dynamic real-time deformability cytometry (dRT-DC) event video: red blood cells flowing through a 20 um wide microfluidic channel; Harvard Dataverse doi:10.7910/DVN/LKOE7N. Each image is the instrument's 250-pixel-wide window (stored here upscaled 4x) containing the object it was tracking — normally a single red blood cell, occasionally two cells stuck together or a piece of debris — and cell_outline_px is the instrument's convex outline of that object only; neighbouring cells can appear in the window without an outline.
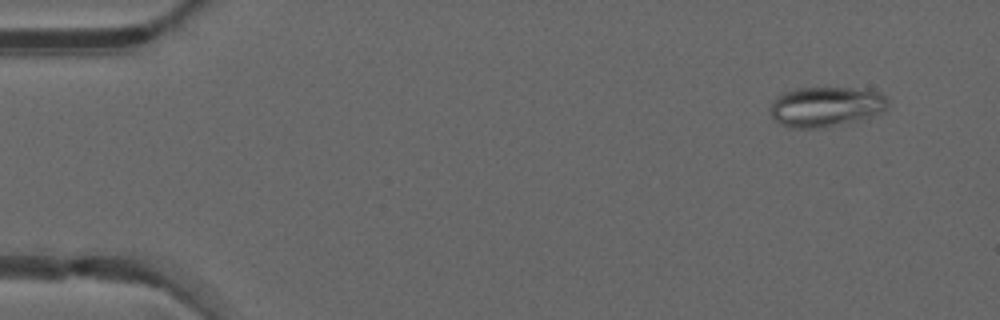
{"species": "common noctule bat (a hibernating species)", "species_latin": "Nyctalus noctula", "temperature_condition": "warm", "stored_images_in_passage": 49, "camera_frame_rate_fps": 3000, "um_per_image_px": 0.085, "animal": {"sex": "male", "forearm_length_mm": 52.5}, "frame": {"image": 1, "passage_image": 4, "time_ms": 1.0, "image_size_px": [1000, 320], "cell_outline_px": [[888, 108], [884, 112], [872, 116], [824, 128], [788, 128], [780, 124], [772, 116], [768, 108], [776, 96], [784, 92], [796, 88], [852, 88], [880, 92], [888, 100]], "centroid_in_image_um": [70.17, 9.07], "position_along_channel_um": 14.8, "area_um2": 27.63}}
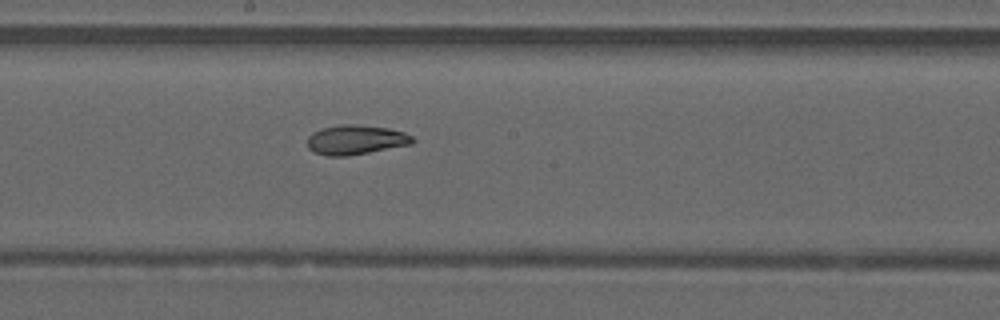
{"frame": {"image": 2, "passage_image": 27, "time_ms": 8.667, "image_size_px": [1000, 320], "cell_outline_px": [[416, 140], [412, 144], [348, 156], [328, 156], [316, 152], [308, 148], [308, 136], [312, 132], [324, 128], [340, 124], [356, 124], [388, 128], [404, 132], [412, 136]], "centroid_in_image_um": [30.26, 11.88], "position_along_channel_um": 217.9, "area_um2": 18.09}}
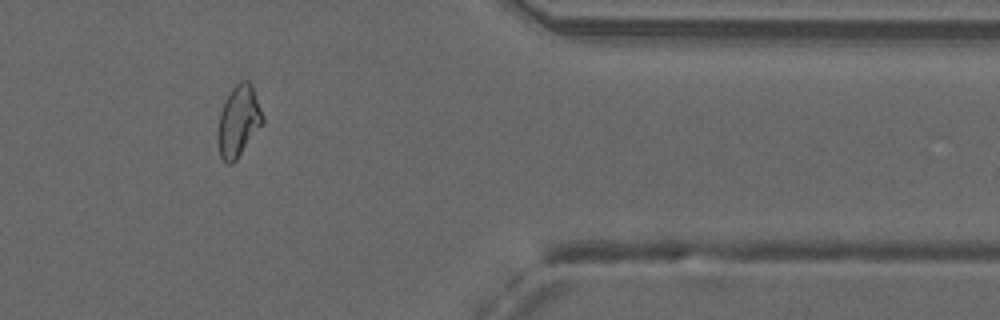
{"frame": {"image": 3, "passage_image": 41, "time_ms": 13.333, "image_size_px": [1000, 320], "cell_outline_px": [[264, 124], [236, 160], [232, 164], [228, 164], [220, 156], [216, 140], [220, 112], [224, 100], [232, 88], [240, 80], [248, 80], [252, 84], [264, 116]], "centroid_in_image_um": [20.28, 10.3], "position_along_channel_um": 391.1, "area_um2": 19.02}, "authors_computed_cell_mechanics": {"area_um2": 19.4208, "velocity_mm_per_s": 4.1858, "shape_relaxation_time_tau1_ms": null, "shape_relaxation_time_tau2_ms": 2.4227, "deformation_change_tau1": null, "deformation_change_tau2": 0.0732}}